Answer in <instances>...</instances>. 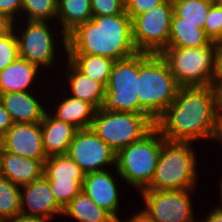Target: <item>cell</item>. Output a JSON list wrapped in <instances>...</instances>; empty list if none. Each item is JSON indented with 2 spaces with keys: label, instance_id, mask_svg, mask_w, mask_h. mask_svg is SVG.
Listing matches in <instances>:
<instances>
[{
  "label": "cell",
  "instance_id": "obj_1",
  "mask_svg": "<svg viewBox=\"0 0 222 222\" xmlns=\"http://www.w3.org/2000/svg\"><path fill=\"white\" fill-rule=\"evenodd\" d=\"M213 85L180 86L155 126L169 141L212 139L220 117Z\"/></svg>",
  "mask_w": 222,
  "mask_h": 222
},
{
  "label": "cell",
  "instance_id": "obj_2",
  "mask_svg": "<svg viewBox=\"0 0 222 222\" xmlns=\"http://www.w3.org/2000/svg\"><path fill=\"white\" fill-rule=\"evenodd\" d=\"M136 53L128 14L93 16L67 35L66 54L98 55L117 61Z\"/></svg>",
  "mask_w": 222,
  "mask_h": 222
},
{
  "label": "cell",
  "instance_id": "obj_3",
  "mask_svg": "<svg viewBox=\"0 0 222 222\" xmlns=\"http://www.w3.org/2000/svg\"><path fill=\"white\" fill-rule=\"evenodd\" d=\"M179 87L159 54L139 52V105L155 122L175 100Z\"/></svg>",
  "mask_w": 222,
  "mask_h": 222
},
{
  "label": "cell",
  "instance_id": "obj_4",
  "mask_svg": "<svg viewBox=\"0 0 222 222\" xmlns=\"http://www.w3.org/2000/svg\"><path fill=\"white\" fill-rule=\"evenodd\" d=\"M192 142L164 140L154 177L146 189L189 190L197 180Z\"/></svg>",
  "mask_w": 222,
  "mask_h": 222
},
{
  "label": "cell",
  "instance_id": "obj_5",
  "mask_svg": "<svg viewBox=\"0 0 222 222\" xmlns=\"http://www.w3.org/2000/svg\"><path fill=\"white\" fill-rule=\"evenodd\" d=\"M164 140L155 127L143 139L119 150L115 164L119 176L129 185L145 190L154 177Z\"/></svg>",
  "mask_w": 222,
  "mask_h": 222
},
{
  "label": "cell",
  "instance_id": "obj_6",
  "mask_svg": "<svg viewBox=\"0 0 222 222\" xmlns=\"http://www.w3.org/2000/svg\"><path fill=\"white\" fill-rule=\"evenodd\" d=\"M155 123L145 114L100 108L95 113L91 129L117 153L123 147L143 139L156 127Z\"/></svg>",
  "mask_w": 222,
  "mask_h": 222
},
{
  "label": "cell",
  "instance_id": "obj_7",
  "mask_svg": "<svg viewBox=\"0 0 222 222\" xmlns=\"http://www.w3.org/2000/svg\"><path fill=\"white\" fill-rule=\"evenodd\" d=\"M159 55L166 62L179 86L213 85V42L208 46L196 48L166 47Z\"/></svg>",
  "mask_w": 222,
  "mask_h": 222
},
{
  "label": "cell",
  "instance_id": "obj_8",
  "mask_svg": "<svg viewBox=\"0 0 222 222\" xmlns=\"http://www.w3.org/2000/svg\"><path fill=\"white\" fill-rule=\"evenodd\" d=\"M138 74L139 52L126 59L115 61L101 109L149 116L139 105Z\"/></svg>",
  "mask_w": 222,
  "mask_h": 222
},
{
  "label": "cell",
  "instance_id": "obj_9",
  "mask_svg": "<svg viewBox=\"0 0 222 222\" xmlns=\"http://www.w3.org/2000/svg\"><path fill=\"white\" fill-rule=\"evenodd\" d=\"M173 13L172 0H165L132 20L133 42L138 52L160 54L166 49Z\"/></svg>",
  "mask_w": 222,
  "mask_h": 222
},
{
  "label": "cell",
  "instance_id": "obj_10",
  "mask_svg": "<svg viewBox=\"0 0 222 222\" xmlns=\"http://www.w3.org/2000/svg\"><path fill=\"white\" fill-rule=\"evenodd\" d=\"M189 190L141 191L144 208L156 222H195Z\"/></svg>",
  "mask_w": 222,
  "mask_h": 222
},
{
  "label": "cell",
  "instance_id": "obj_11",
  "mask_svg": "<svg viewBox=\"0 0 222 222\" xmlns=\"http://www.w3.org/2000/svg\"><path fill=\"white\" fill-rule=\"evenodd\" d=\"M67 155L87 174L105 171L104 165L116 164V153L91 128L80 129L69 145Z\"/></svg>",
  "mask_w": 222,
  "mask_h": 222
},
{
  "label": "cell",
  "instance_id": "obj_12",
  "mask_svg": "<svg viewBox=\"0 0 222 222\" xmlns=\"http://www.w3.org/2000/svg\"><path fill=\"white\" fill-rule=\"evenodd\" d=\"M46 23L47 21H28L24 32L17 35L19 57L38 68L40 65L49 67L54 63V39Z\"/></svg>",
  "mask_w": 222,
  "mask_h": 222
},
{
  "label": "cell",
  "instance_id": "obj_13",
  "mask_svg": "<svg viewBox=\"0 0 222 222\" xmlns=\"http://www.w3.org/2000/svg\"><path fill=\"white\" fill-rule=\"evenodd\" d=\"M2 149L17 156L47 160L43 147L41 122L14 123L0 140Z\"/></svg>",
  "mask_w": 222,
  "mask_h": 222
},
{
  "label": "cell",
  "instance_id": "obj_14",
  "mask_svg": "<svg viewBox=\"0 0 222 222\" xmlns=\"http://www.w3.org/2000/svg\"><path fill=\"white\" fill-rule=\"evenodd\" d=\"M20 192L21 215L51 219L55 214H63V208L57 203L47 178L43 175L35 181L23 185ZM27 210H26V208Z\"/></svg>",
  "mask_w": 222,
  "mask_h": 222
},
{
  "label": "cell",
  "instance_id": "obj_15",
  "mask_svg": "<svg viewBox=\"0 0 222 222\" xmlns=\"http://www.w3.org/2000/svg\"><path fill=\"white\" fill-rule=\"evenodd\" d=\"M115 180L107 170L87 173L84 177L82 191L119 222L117 217L119 198Z\"/></svg>",
  "mask_w": 222,
  "mask_h": 222
},
{
  "label": "cell",
  "instance_id": "obj_16",
  "mask_svg": "<svg viewBox=\"0 0 222 222\" xmlns=\"http://www.w3.org/2000/svg\"><path fill=\"white\" fill-rule=\"evenodd\" d=\"M17 156L2 149L1 176L18 186L29 184L44 175V162Z\"/></svg>",
  "mask_w": 222,
  "mask_h": 222
},
{
  "label": "cell",
  "instance_id": "obj_17",
  "mask_svg": "<svg viewBox=\"0 0 222 222\" xmlns=\"http://www.w3.org/2000/svg\"><path fill=\"white\" fill-rule=\"evenodd\" d=\"M43 147L47 157L65 155L77 128L64 121L57 120L45 112L41 121Z\"/></svg>",
  "mask_w": 222,
  "mask_h": 222
},
{
  "label": "cell",
  "instance_id": "obj_18",
  "mask_svg": "<svg viewBox=\"0 0 222 222\" xmlns=\"http://www.w3.org/2000/svg\"><path fill=\"white\" fill-rule=\"evenodd\" d=\"M0 102L14 123H39L46 112L29 91L0 94Z\"/></svg>",
  "mask_w": 222,
  "mask_h": 222
},
{
  "label": "cell",
  "instance_id": "obj_19",
  "mask_svg": "<svg viewBox=\"0 0 222 222\" xmlns=\"http://www.w3.org/2000/svg\"><path fill=\"white\" fill-rule=\"evenodd\" d=\"M38 67L18 57L0 71V94L27 92L36 78Z\"/></svg>",
  "mask_w": 222,
  "mask_h": 222
},
{
  "label": "cell",
  "instance_id": "obj_20",
  "mask_svg": "<svg viewBox=\"0 0 222 222\" xmlns=\"http://www.w3.org/2000/svg\"><path fill=\"white\" fill-rule=\"evenodd\" d=\"M67 61L69 67L67 77L72 97L92 104L97 110L102 108L106 87L82 73L69 59Z\"/></svg>",
  "mask_w": 222,
  "mask_h": 222
},
{
  "label": "cell",
  "instance_id": "obj_21",
  "mask_svg": "<svg viewBox=\"0 0 222 222\" xmlns=\"http://www.w3.org/2000/svg\"><path fill=\"white\" fill-rule=\"evenodd\" d=\"M92 0H57V18L63 28V44L67 52V35L78 25L90 21Z\"/></svg>",
  "mask_w": 222,
  "mask_h": 222
},
{
  "label": "cell",
  "instance_id": "obj_22",
  "mask_svg": "<svg viewBox=\"0 0 222 222\" xmlns=\"http://www.w3.org/2000/svg\"><path fill=\"white\" fill-rule=\"evenodd\" d=\"M96 111L92 104L70 95L56 106L53 117L80 130L91 128Z\"/></svg>",
  "mask_w": 222,
  "mask_h": 222
},
{
  "label": "cell",
  "instance_id": "obj_23",
  "mask_svg": "<svg viewBox=\"0 0 222 222\" xmlns=\"http://www.w3.org/2000/svg\"><path fill=\"white\" fill-rule=\"evenodd\" d=\"M212 43L204 29L190 23H179V17L173 13L170 37L167 47L196 48Z\"/></svg>",
  "mask_w": 222,
  "mask_h": 222
},
{
  "label": "cell",
  "instance_id": "obj_24",
  "mask_svg": "<svg viewBox=\"0 0 222 222\" xmlns=\"http://www.w3.org/2000/svg\"><path fill=\"white\" fill-rule=\"evenodd\" d=\"M62 215L70 216L79 222H118L83 191L68 203Z\"/></svg>",
  "mask_w": 222,
  "mask_h": 222
},
{
  "label": "cell",
  "instance_id": "obj_25",
  "mask_svg": "<svg viewBox=\"0 0 222 222\" xmlns=\"http://www.w3.org/2000/svg\"><path fill=\"white\" fill-rule=\"evenodd\" d=\"M67 56L82 73L101 82L106 87L114 60L90 54H67Z\"/></svg>",
  "mask_w": 222,
  "mask_h": 222
},
{
  "label": "cell",
  "instance_id": "obj_26",
  "mask_svg": "<svg viewBox=\"0 0 222 222\" xmlns=\"http://www.w3.org/2000/svg\"><path fill=\"white\" fill-rule=\"evenodd\" d=\"M44 176L47 180L72 182V180H84L85 173L72 158L65 154L47 158L44 162Z\"/></svg>",
  "mask_w": 222,
  "mask_h": 222
},
{
  "label": "cell",
  "instance_id": "obj_27",
  "mask_svg": "<svg viewBox=\"0 0 222 222\" xmlns=\"http://www.w3.org/2000/svg\"><path fill=\"white\" fill-rule=\"evenodd\" d=\"M179 23H190L204 29L206 17L214 0H172Z\"/></svg>",
  "mask_w": 222,
  "mask_h": 222
},
{
  "label": "cell",
  "instance_id": "obj_28",
  "mask_svg": "<svg viewBox=\"0 0 222 222\" xmlns=\"http://www.w3.org/2000/svg\"><path fill=\"white\" fill-rule=\"evenodd\" d=\"M20 188L0 176V222H7L21 215Z\"/></svg>",
  "mask_w": 222,
  "mask_h": 222
},
{
  "label": "cell",
  "instance_id": "obj_29",
  "mask_svg": "<svg viewBox=\"0 0 222 222\" xmlns=\"http://www.w3.org/2000/svg\"><path fill=\"white\" fill-rule=\"evenodd\" d=\"M27 21H47L57 17V0H23L22 9Z\"/></svg>",
  "mask_w": 222,
  "mask_h": 222
},
{
  "label": "cell",
  "instance_id": "obj_30",
  "mask_svg": "<svg viewBox=\"0 0 222 222\" xmlns=\"http://www.w3.org/2000/svg\"><path fill=\"white\" fill-rule=\"evenodd\" d=\"M84 180H72V182H57L48 180L50 189L55 195L57 203L64 209L68 203L82 192Z\"/></svg>",
  "mask_w": 222,
  "mask_h": 222
},
{
  "label": "cell",
  "instance_id": "obj_31",
  "mask_svg": "<svg viewBox=\"0 0 222 222\" xmlns=\"http://www.w3.org/2000/svg\"><path fill=\"white\" fill-rule=\"evenodd\" d=\"M14 31L6 37L0 38V71L19 57L17 34Z\"/></svg>",
  "mask_w": 222,
  "mask_h": 222
},
{
  "label": "cell",
  "instance_id": "obj_32",
  "mask_svg": "<svg viewBox=\"0 0 222 222\" xmlns=\"http://www.w3.org/2000/svg\"><path fill=\"white\" fill-rule=\"evenodd\" d=\"M91 11L93 16L127 14L124 0H92Z\"/></svg>",
  "mask_w": 222,
  "mask_h": 222
},
{
  "label": "cell",
  "instance_id": "obj_33",
  "mask_svg": "<svg viewBox=\"0 0 222 222\" xmlns=\"http://www.w3.org/2000/svg\"><path fill=\"white\" fill-rule=\"evenodd\" d=\"M222 26V8L215 3L210 7L206 17L204 31L212 41L220 32Z\"/></svg>",
  "mask_w": 222,
  "mask_h": 222
},
{
  "label": "cell",
  "instance_id": "obj_34",
  "mask_svg": "<svg viewBox=\"0 0 222 222\" xmlns=\"http://www.w3.org/2000/svg\"><path fill=\"white\" fill-rule=\"evenodd\" d=\"M165 0H124L126 13L133 20L136 16L148 12Z\"/></svg>",
  "mask_w": 222,
  "mask_h": 222
},
{
  "label": "cell",
  "instance_id": "obj_35",
  "mask_svg": "<svg viewBox=\"0 0 222 222\" xmlns=\"http://www.w3.org/2000/svg\"><path fill=\"white\" fill-rule=\"evenodd\" d=\"M23 0H0V14L14 20V14L22 9Z\"/></svg>",
  "mask_w": 222,
  "mask_h": 222
},
{
  "label": "cell",
  "instance_id": "obj_36",
  "mask_svg": "<svg viewBox=\"0 0 222 222\" xmlns=\"http://www.w3.org/2000/svg\"><path fill=\"white\" fill-rule=\"evenodd\" d=\"M215 48L213 85L222 78V42H213Z\"/></svg>",
  "mask_w": 222,
  "mask_h": 222
},
{
  "label": "cell",
  "instance_id": "obj_37",
  "mask_svg": "<svg viewBox=\"0 0 222 222\" xmlns=\"http://www.w3.org/2000/svg\"><path fill=\"white\" fill-rule=\"evenodd\" d=\"M13 124L14 121L11 115L0 102V140L5 136L6 132Z\"/></svg>",
  "mask_w": 222,
  "mask_h": 222
},
{
  "label": "cell",
  "instance_id": "obj_38",
  "mask_svg": "<svg viewBox=\"0 0 222 222\" xmlns=\"http://www.w3.org/2000/svg\"><path fill=\"white\" fill-rule=\"evenodd\" d=\"M14 21L10 17L0 14V38L8 36L15 29Z\"/></svg>",
  "mask_w": 222,
  "mask_h": 222
},
{
  "label": "cell",
  "instance_id": "obj_39",
  "mask_svg": "<svg viewBox=\"0 0 222 222\" xmlns=\"http://www.w3.org/2000/svg\"><path fill=\"white\" fill-rule=\"evenodd\" d=\"M121 222V221H119ZM127 222H156L149 213L144 209L128 219Z\"/></svg>",
  "mask_w": 222,
  "mask_h": 222
},
{
  "label": "cell",
  "instance_id": "obj_40",
  "mask_svg": "<svg viewBox=\"0 0 222 222\" xmlns=\"http://www.w3.org/2000/svg\"><path fill=\"white\" fill-rule=\"evenodd\" d=\"M214 90H215V95H216V102H217V107L222 114V78L219 79L214 85Z\"/></svg>",
  "mask_w": 222,
  "mask_h": 222
},
{
  "label": "cell",
  "instance_id": "obj_41",
  "mask_svg": "<svg viewBox=\"0 0 222 222\" xmlns=\"http://www.w3.org/2000/svg\"><path fill=\"white\" fill-rule=\"evenodd\" d=\"M200 222H222V209L217 206V208L210 211L205 220Z\"/></svg>",
  "mask_w": 222,
  "mask_h": 222
},
{
  "label": "cell",
  "instance_id": "obj_42",
  "mask_svg": "<svg viewBox=\"0 0 222 222\" xmlns=\"http://www.w3.org/2000/svg\"><path fill=\"white\" fill-rule=\"evenodd\" d=\"M49 219L45 218H36V217H26V216H18L15 219L9 220L7 222H48Z\"/></svg>",
  "mask_w": 222,
  "mask_h": 222
},
{
  "label": "cell",
  "instance_id": "obj_43",
  "mask_svg": "<svg viewBox=\"0 0 222 222\" xmlns=\"http://www.w3.org/2000/svg\"><path fill=\"white\" fill-rule=\"evenodd\" d=\"M212 139H216L222 142V114L218 118L215 131H214V136Z\"/></svg>",
  "mask_w": 222,
  "mask_h": 222
},
{
  "label": "cell",
  "instance_id": "obj_44",
  "mask_svg": "<svg viewBox=\"0 0 222 222\" xmlns=\"http://www.w3.org/2000/svg\"><path fill=\"white\" fill-rule=\"evenodd\" d=\"M212 42H222V26L220 28L219 34L212 40Z\"/></svg>",
  "mask_w": 222,
  "mask_h": 222
},
{
  "label": "cell",
  "instance_id": "obj_45",
  "mask_svg": "<svg viewBox=\"0 0 222 222\" xmlns=\"http://www.w3.org/2000/svg\"><path fill=\"white\" fill-rule=\"evenodd\" d=\"M214 3H215L218 7L222 8V0H214Z\"/></svg>",
  "mask_w": 222,
  "mask_h": 222
},
{
  "label": "cell",
  "instance_id": "obj_46",
  "mask_svg": "<svg viewBox=\"0 0 222 222\" xmlns=\"http://www.w3.org/2000/svg\"><path fill=\"white\" fill-rule=\"evenodd\" d=\"M1 155H2V145L0 143V176H1Z\"/></svg>",
  "mask_w": 222,
  "mask_h": 222
},
{
  "label": "cell",
  "instance_id": "obj_47",
  "mask_svg": "<svg viewBox=\"0 0 222 222\" xmlns=\"http://www.w3.org/2000/svg\"><path fill=\"white\" fill-rule=\"evenodd\" d=\"M222 179V178H221ZM221 184V197H222V180H221V182H220ZM221 201H222V198H221ZM219 208H221L222 209V206H220Z\"/></svg>",
  "mask_w": 222,
  "mask_h": 222
}]
</instances>
